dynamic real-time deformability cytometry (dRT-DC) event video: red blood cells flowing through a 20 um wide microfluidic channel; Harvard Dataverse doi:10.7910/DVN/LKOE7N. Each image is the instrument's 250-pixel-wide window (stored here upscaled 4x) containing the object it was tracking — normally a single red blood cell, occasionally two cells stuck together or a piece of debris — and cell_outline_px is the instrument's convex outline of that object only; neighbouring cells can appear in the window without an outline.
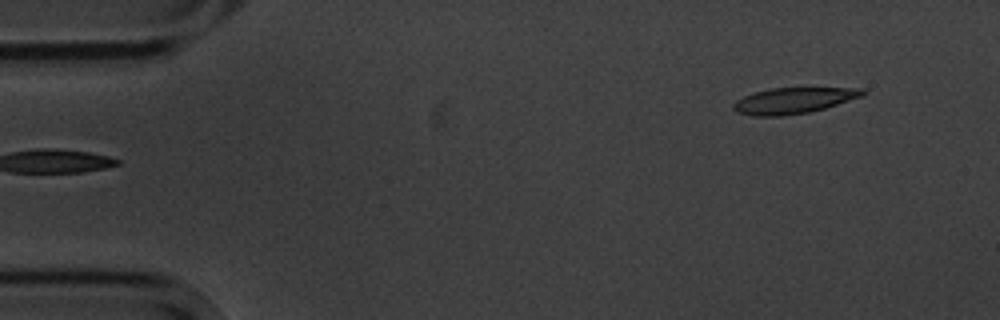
{"species": "common noctule bat (a hibernating species)", "species_latin": "Nyctalus noctula", "temperature_condition": "cold", "stored_images_in_passage": 5, "segment_of_instrument_passage": [2, 2], "camera_frame_rate_fps": 3000, "um_per_image_px": 0.085, "animal": {"sex": "male", "body_mass_g": 20.1, "forearm_length_mm": 53.5}, "frame": {"image": 1, "passage_image": 5, "time_ms": 5.333, "image_size_px": [1000, 320], "cell_outline_px": [[868, 92], [864, 96], [824, 108], [808, 112], [784, 116], [752, 116], [736, 112], [732, 108], [732, 104], [736, 100], [744, 96], [756, 92], [772, 88], [864, 88]], "centroid_in_image_um": [67.46, 8.55], "position_along_channel_um": 17.5, "area_um2": 19.59}}